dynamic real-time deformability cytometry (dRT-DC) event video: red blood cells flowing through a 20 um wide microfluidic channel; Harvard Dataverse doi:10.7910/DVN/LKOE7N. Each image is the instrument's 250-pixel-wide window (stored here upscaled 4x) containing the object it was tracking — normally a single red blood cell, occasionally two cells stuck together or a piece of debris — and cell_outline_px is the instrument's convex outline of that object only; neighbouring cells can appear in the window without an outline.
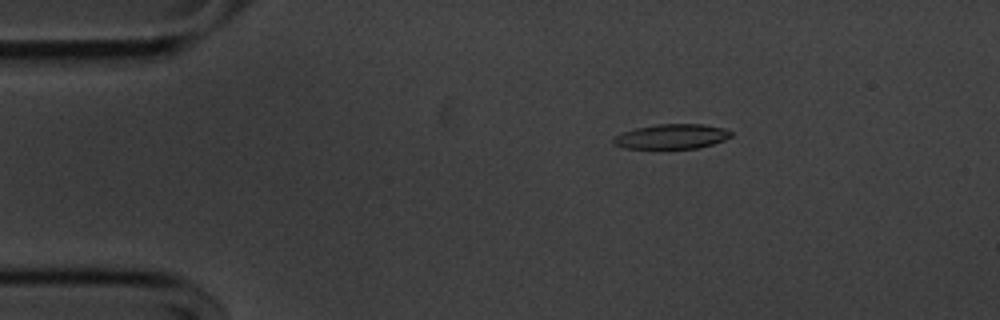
{"species": "common noctule bat (a hibernating species)", "species_latin": "Nyctalus noctula", "temperature_condition": "cold", "stored_images_in_passage": 49, "camera_frame_rate_fps": 3000, "um_per_image_px": 0.085, "animal": {"sex": "male", "body_mass_g": 20.1, "forearm_length_mm": 53.5}, "frame": {"image": 1, "passage_image": 3, "time_ms": 0.667, "image_size_px": [1000, 320], "cell_outline_px": [[732, 136], [724, 140], [712, 144], [696, 148], [624, 148], [616, 144], [612, 140], [616, 136], [624, 132], [636, 128], [656, 124], [704, 124], [724, 128], [732, 132]], "centroid_in_image_um": [57.14, 11.59], "position_along_channel_um": 27.9, "area_um2": 16.76}}
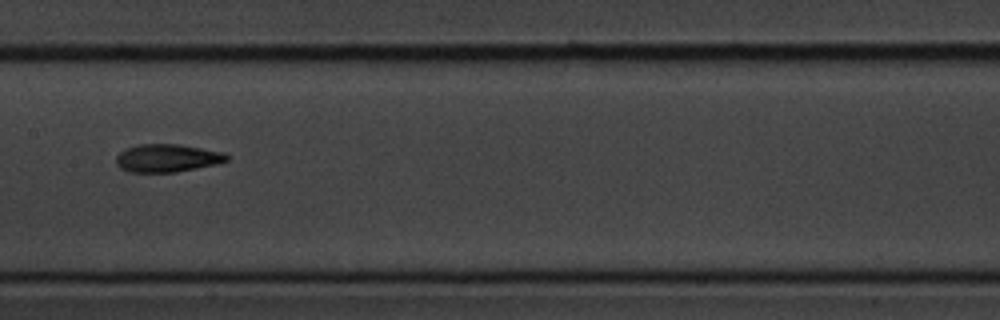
{"frame": {"image": 2, "passage_image": 21, "time_ms": 6.667, "image_size_px": [1000, 320], "cell_outline_px": [[228, 160], [220, 164], [176, 172], [132, 172], [120, 168], [116, 164], [116, 156], [124, 148], [136, 144], [176, 144], [224, 152], [228, 156]], "centroid_in_image_um": [14.21, 13.44], "position_along_channel_um": 193.2, "area_um2": 18.15}}
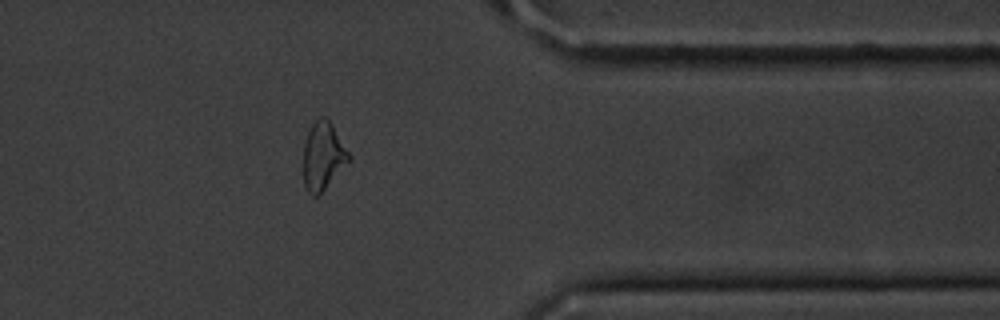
{"frame": {"image": 3, "passage_image": 38, "time_ms": 12.333, "image_size_px": [1000, 320], "cell_outline_px": [[352, 160], [316, 196], [312, 196], [308, 192], [304, 184], [304, 144], [308, 132], [312, 124], [320, 116], [324, 116], [332, 124], [352, 156]], "centroid_in_image_um": [27.48, 13.24], "position_along_channel_um": 383.9, "area_um2": 17.86}, "authors_computed_cell_mechanics": {"area_um2": 18.0336, "velocity_mm_per_s": 3.6159, "shape_relaxation_time_tau1_ms": 4.2153, "shape_relaxation_time_tau2_ms": 3.8602, "deformation_change_tau1": 0.1451, "deformation_change_tau2": 0.1261}}